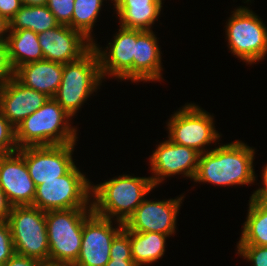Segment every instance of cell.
<instances>
[{"instance_id":"8d00e7d4","label":"cell","mask_w":267,"mask_h":266,"mask_svg":"<svg viewBox=\"0 0 267 266\" xmlns=\"http://www.w3.org/2000/svg\"><path fill=\"white\" fill-rule=\"evenodd\" d=\"M105 266H137L133 259H110Z\"/></svg>"},{"instance_id":"cb8c5ba5","label":"cell","mask_w":267,"mask_h":266,"mask_svg":"<svg viewBox=\"0 0 267 266\" xmlns=\"http://www.w3.org/2000/svg\"><path fill=\"white\" fill-rule=\"evenodd\" d=\"M242 228L237 245L267 246V215L251 199Z\"/></svg>"},{"instance_id":"d6986e66","label":"cell","mask_w":267,"mask_h":266,"mask_svg":"<svg viewBox=\"0 0 267 266\" xmlns=\"http://www.w3.org/2000/svg\"><path fill=\"white\" fill-rule=\"evenodd\" d=\"M62 73V63L44 59L18 67L15 78L24 86L53 98L61 83Z\"/></svg>"},{"instance_id":"30bf717a","label":"cell","mask_w":267,"mask_h":266,"mask_svg":"<svg viewBox=\"0 0 267 266\" xmlns=\"http://www.w3.org/2000/svg\"><path fill=\"white\" fill-rule=\"evenodd\" d=\"M75 145L26 146L19 148L18 152L24 157L29 175L38 186L44 181L56 180L75 166L72 159Z\"/></svg>"},{"instance_id":"ab89813d","label":"cell","mask_w":267,"mask_h":266,"mask_svg":"<svg viewBox=\"0 0 267 266\" xmlns=\"http://www.w3.org/2000/svg\"><path fill=\"white\" fill-rule=\"evenodd\" d=\"M114 2V6L120 1V0H111Z\"/></svg>"},{"instance_id":"ffe728a7","label":"cell","mask_w":267,"mask_h":266,"mask_svg":"<svg viewBox=\"0 0 267 266\" xmlns=\"http://www.w3.org/2000/svg\"><path fill=\"white\" fill-rule=\"evenodd\" d=\"M120 27L151 30L162 8V0H120L115 6Z\"/></svg>"},{"instance_id":"d6a6232c","label":"cell","mask_w":267,"mask_h":266,"mask_svg":"<svg viewBox=\"0 0 267 266\" xmlns=\"http://www.w3.org/2000/svg\"><path fill=\"white\" fill-rule=\"evenodd\" d=\"M45 263L27 256L14 254L3 266H44Z\"/></svg>"},{"instance_id":"74e56055","label":"cell","mask_w":267,"mask_h":266,"mask_svg":"<svg viewBox=\"0 0 267 266\" xmlns=\"http://www.w3.org/2000/svg\"><path fill=\"white\" fill-rule=\"evenodd\" d=\"M262 180L264 186L257 189L254 193H267V164L262 171Z\"/></svg>"},{"instance_id":"d4e9b609","label":"cell","mask_w":267,"mask_h":266,"mask_svg":"<svg viewBox=\"0 0 267 266\" xmlns=\"http://www.w3.org/2000/svg\"><path fill=\"white\" fill-rule=\"evenodd\" d=\"M104 0H75L71 23L68 25L80 32L92 44V28L96 22Z\"/></svg>"},{"instance_id":"1f68e13d","label":"cell","mask_w":267,"mask_h":266,"mask_svg":"<svg viewBox=\"0 0 267 266\" xmlns=\"http://www.w3.org/2000/svg\"><path fill=\"white\" fill-rule=\"evenodd\" d=\"M21 7L20 0H0V16L5 17L10 22Z\"/></svg>"},{"instance_id":"8992f818","label":"cell","mask_w":267,"mask_h":266,"mask_svg":"<svg viewBox=\"0 0 267 266\" xmlns=\"http://www.w3.org/2000/svg\"><path fill=\"white\" fill-rule=\"evenodd\" d=\"M92 183L76 165L56 180L44 181L36 186L33 207L47 212L71 208H92ZM89 205V206H88Z\"/></svg>"},{"instance_id":"8fae6325","label":"cell","mask_w":267,"mask_h":266,"mask_svg":"<svg viewBox=\"0 0 267 266\" xmlns=\"http://www.w3.org/2000/svg\"><path fill=\"white\" fill-rule=\"evenodd\" d=\"M113 228L112 220L94 212L84 221L81 249L73 266H105L110 260V247L114 237L124 228L118 222Z\"/></svg>"},{"instance_id":"7402d4cb","label":"cell","mask_w":267,"mask_h":266,"mask_svg":"<svg viewBox=\"0 0 267 266\" xmlns=\"http://www.w3.org/2000/svg\"><path fill=\"white\" fill-rule=\"evenodd\" d=\"M165 234L130 231L132 258L137 266L156 262L165 253Z\"/></svg>"},{"instance_id":"ac0fdd59","label":"cell","mask_w":267,"mask_h":266,"mask_svg":"<svg viewBox=\"0 0 267 266\" xmlns=\"http://www.w3.org/2000/svg\"><path fill=\"white\" fill-rule=\"evenodd\" d=\"M158 46L157 37L152 30H135L133 82L162 79L161 53Z\"/></svg>"},{"instance_id":"e0dca14e","label":"cell","mask_w":267,"mask_h":266,"mask_svg":"<svg viewBox=\"0 0 267 266\" xmlns=\"http://www.w3.org/2000/svg\"><path fill=\"white\" fill-rule=\"evenodd\" d=\"M48 99V96L24 86L15 77L0 86V109L15 128Z\"/></svg>"},{"instance_id":"2e32d148","label":"cell","mask_w":267,"mask_h":266,"mask_svg":"<svg viewBox=\"0 0 267 266\" xmlns=\"http://www.w3.org/2000/svg\"><path fill=\"white\" fill-rule=\"evenodd\" d=\"M37 35L44 59L62 64L78 60L92 47L80 32L67 25L59 24Z\"/></svg>"},{"instance_id":"f1b7e54d","label":"cell","mask_w":267,"mask_h":266,"mask_svg":"<svg viewBox=\"0 0 267 266\" xmlns=\"http://www.w3.org/2000/svg\"><path fill=\"white\" fill-rule=\"evenodd\" d=\"M237 253L253 266H267V246L237 245Z\"/></svg>"},{"instance_id":"ba28073f","label":"cell","mask_w":267,"mask_h":266,"mask_svg":"<svg viewBox=\"0 0 267 266\" xmlns=\"http://www.w3.org/2000/svg\"><path fill=\"white\" fill-rule=\"evenodd\" d=\"M232 13L226 25L230 51L248 64L262 61L267 54V27L245 6Z\"/></svg>"},{"instance_id":"5bb4252c","label":"cell","mask_w":267,"mask_h":266,"mask_svg":"<svg viewBox=\"0 0 267 266\" xmlns=\"http://www.w3.org/2000/svg\"><path fill=\"white\" fill-rule=\"evenodd\" d=\"M0 187L12 206L33 205L36 186L18 151L0 154Z\"/></svg>"},{"instance_id":"3957f363","label":"cell","mask_w":267,"mask_h":266,"mask_svg":"<svg viewBox=\"0 0 267 266\" xmlns=\"http://www.w3.org/2000/svg\"><path fill=\"white\" fill-rule=\"evenodd\" d=\"M71 117L54 98H49L16 127L18 148L76 143L77 130L69 123Z\"/></svg>"},{"instance_id":"f546056e","label":"cell","mask_w":267,"mask_h":266,"mask_svg":"<svg viewBox=\"0 0 267 266\" xmlns=\"http://www.w3.org/2000/svg\"><path fill=\"white\" fill-rule=\"evenodd\" d=\"M15 254L8 221L0 222V266Z\"/></svg>"},{"instance_id":"44dd1931","label":"cell","mask_w":267,"mask_h":266,"mask_svg":"<svg viewBox=\"0 0 267 266\" xmlns=\"http://www.w3.org/2000/svg\"><path fill=\"white\" fill-rule=\"evenodd\" d=\"M6 43L14 70L26 63L44 60L38 35L32 30H10Z\"/></svg>"},{"instance_id":"9a60e30c","label":"cell","mask_w":267,"mask_h":266,"mask_svg":"<svg viewBox=\"0 0 267 266\" xmlns=\"http://www.w3.org/2000/svg\"><path fill=\"white\" fill-rule=\"evenodd\" d=\"M105 51L98 44L92 46L99 57L102 78L111 75L121 80L133 82V56L135 55V30L120 27L114 36L113 43L109 42ZM109 51V52H107Z\"/></svg>"},{"instance_id":"603a6c76","label":"cell","mask_w":267,"mask_h":266,"mask_svg":"<svg viewBox=\"0 0 267 266\" xmlns=\"http://www.w3.org/2000/svg\"><path fill=\"white\" fill-rule=\"evenodd\" d=\"M55 16L47 6L22 5L15 16L10 20V30L29 29L36 34L58 26Z\"/></svg>"},{"instance_id":"9c48e42d","label":"cell","mask_w":267,"mask_h":266,"mask_svg":"<svg viewBox=\"0 0 267 266\" xmlns=\"http://www.w3.org/2000/svg\"><path fill=\"white\" fill-rule=\"evenodd\" d=\"M167 126L170 141L190 147L200 154L207 152L204 147L215 143L221 136L214 127L213 115L193 103L175 112Z\"/></svg>"},{"instance_id":"4dcf8cb0","label":"cell","mask_w":267,"mask_h":266,"mask_svg":"<svg viewBox=\"0 0 267 266\" xmlns=\"http://www.w3.org/2000/svg\"><path fill=\"white\" fill-rule=\"evenodd\" d=\"M15 77L6 42H0V86Z\"/></svg>"},{"instance_id":"7a4b0ae2","label":"cell","mask_w":267,"mask_h":266,"mask_svg":"<svg viewBox=\"0 0 267 266\" xmlns=\"http://www.w3.org/2000/svg\"><path fill=\"white\" fill-rule=\"evenodd\" d=\"M153 188L155 186L150 177L124 174L97 185L92 184L93 212L108 219L116 216L118 222L125 224Z\"/></svg>"},{"instance_id":"6da1fadb","label":"cell","mask_w":267,"mask_h":266,"mask_svg":"<svg viewBox=\"0 0 267 266\" xmlns=\"http://www.w3.org/2000/svg\"><path fill=\"white\" fill-rule=\"evenodd\" d=\"M254 155V149L238 140L216 147L200 154L193 181L218 186L252 184Z\"/></svg>"},{"instance_id":"4316f807","label":"cell","mask_w":267,"mask_h":266,"mask_svg":"<svg viewBox=\"0 0 267 266\" xmlns=\"http://www.w3.org/2000/svg\"><path fill=\"white\" fill-rule=\"evenodd\" d=\"M110 259H133L130 231L125 227L114 237L110 247Z\"/></svg>"},{"instance_id":"f35d334b","label":"cell","mask_w":267,"mask_h":266,"mask_svg":"<svg viewBox=\"0 0 267 266\" xmlns=\"http://www.w3.org/2000/svg\"><path fill=\"white\" fill-rule=\"evenodd\" d=\"M22 5H28V6H46L47 0H20Z\"/></svg>"},{"instance_id":"277c9868","label":"cell","mask_w":267,"mask_h":266,"mask_svg":"<svg viewBox=\"0 0 267 266\" xmlns=\"http://www.w3.org/2000/svg\"><path fill=\"white\" fill-rule=\"evenodd\" d=\"M92 208H71L45 212L49 264L73 266L80 253L84 221Z\"/></svg>"},{"instance_id":"5b68a950","label":"cell","mask_w":267,"mask_h":266,"mask_svg":"<svg viewBox=\"0 0 267 266\" xmlns=\"http://www.w3.org/2000/svg\"><path fill=\"white\" fill-rule=\"evenodd\" d=\"M99 57L92 46L78 60L63 64L54 100L72 117L102 82Z\"/></svg>"},{"instance_id":"7c38bea8","label":"cell","mask_w":267,"mask_h":266,"mask_svg":"<svg viewBox=\"0 0 267 266\" xmlns=\"http://www.w3.org/2000/svg\"><path fill=\"white\" fill-rule=\"evenodd\" d=\"M199 156L200 153L196 150L175 144L169 139L161 142L149 158L150 168L154 173L152 177L150 176L152 183L156 187L165 177L175 174H184L193 180Z\"/></svg>"},{"instance_id":"d590c367","label":"cell","mask_w":267,"mask_h":266,"mask_svg":"<svg viewBox=\"0 0 267 266\" xmlns=\"http://www.w3.org/2000/svg\"><path fill=\"white\" fill-rule=\"evenodd\" d=\"M10 31V22L3 16H0V42H6L9 34H6ZM7 35V36H3Z\"/></svg>"},{"instance_id":"83f0119b","label":"cell","mask_w":267,"mask_h":266,"mask_svg":"<svg viewBox=\"0 0 267 266\" xmlns=\"http://www.w3.org/2000/svg\"><path fill=\"white\" fill-rule=\"evenodd\" d=\"M75 0H47V8L62 25H69L72 20Z\"/></svg>"},{"instance_id":"e575fe53","label":"cell","mask_w":267,"mask_h":266,"mask_svg":"<svg viewBox=\"0 0 267 266\" xmlns=\"http://www.w3.org/2000/svg\"><path fill=\"white\" fill-rule=\"evenodd\" d=\"M250 199L267 215V193H253Z\"/></svg>"},{"instance_id":"836d02e7","label":"cell","mask_w":267,"mask_h":266,"mask_svg":"<svg viewBox=\"0 0 267 266\" xmlns=\"http://www.w3.org/2000/svg\"><path fill=\"white\" fill-rule=\"evenodd\" d=\"M12 205L7 199L6 194L0 187V222L8 221Z\"/></svg>"},{"instance_id":"60d3db41","label":"cell","mask_w":267,"mask_h":266,"mask_svg":"<svg viewBox=\"0 0 267 266\" xmlns=\"http://www.w3.org/2000/svg\"><path fill=\"white\" fill-rule=\"evenodd\" d=\"M44 266H57V265H50V264H45Z\"/></svg>"},{"instance_id":"484cf974","label":"cell","mask_w":267,"mask_h":266,"mask_svg":"<svg viewBox=\"0 0 267 266\" xmlns=\"http://www.w3.org/2000/svg\"><path fill=\"white\" fill-rule=\"evenodd\" d=\"M16 128L7 120L0 109V154L18 151Z\"/></svg>"},{"instance_id":"52a82bcc","label":"cell","mask_w":267,"mask_h":266,"mask_svg":"<svg viewBox=\"0 0 267 266\" xmlns=\"http://www.w3.org/2000/svg\"><path fill=\"white\" fill-rule=\"evenodd\" d=\"M8 223L15 253L49 264L45 212L33 206H12Z\"/></svg>"},{"instance_id":"4fadbf2b","label":"cell","mask_w":267,"mask_h":266,"mask_svg":"<svg viewBox=\"0 0 267 266\" xmlns=\"http://www.w3.org/2000/svg\"><path fill=\"white\" fill-rule=\"evenodd\" d=\"M183 198L180 196L160 201L144 199L124 227L133 232H156L172 236L175 234L176 217Z\"/></svg>"}]
</instances>
